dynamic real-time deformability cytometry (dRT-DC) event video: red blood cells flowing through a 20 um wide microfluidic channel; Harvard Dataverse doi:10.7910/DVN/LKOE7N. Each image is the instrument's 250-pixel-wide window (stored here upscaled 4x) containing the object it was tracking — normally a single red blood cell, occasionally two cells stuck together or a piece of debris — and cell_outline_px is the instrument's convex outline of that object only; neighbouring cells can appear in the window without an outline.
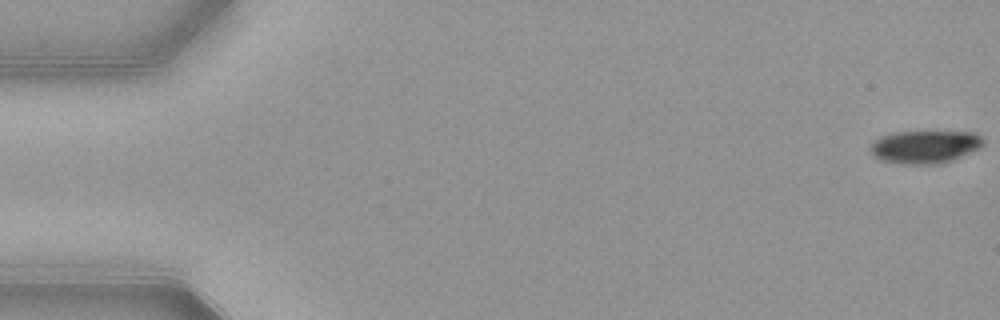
{"species": "common noctule bat (a hibernating species)", "species_latin": "Nyctalus noctula", "temperature_condition": "warm", "stored_images_in_passage": 11, "camera_frame_rate_fps": 3000, "um_per_image_px": 0.085, "animal": {"sex": "female", "body_mass_g": 21.9}, "frame": {"image": 1, "passage_image": 1, "time_ms": 0.0, "image_size_px": [1000, 320], "cell_outline_px": [[984, 144], [952, 160], [940, 164], [900, 164], [880, 160], [872, 156], [868, 148], [876, 140], [884, 136], [896, 132], [972, 132], [980, 136], [984, 140]], "centroid_in_image_um": [78.56, 12.49], "position_along_channel_um": 6.4, "area_um2": 21.39}}